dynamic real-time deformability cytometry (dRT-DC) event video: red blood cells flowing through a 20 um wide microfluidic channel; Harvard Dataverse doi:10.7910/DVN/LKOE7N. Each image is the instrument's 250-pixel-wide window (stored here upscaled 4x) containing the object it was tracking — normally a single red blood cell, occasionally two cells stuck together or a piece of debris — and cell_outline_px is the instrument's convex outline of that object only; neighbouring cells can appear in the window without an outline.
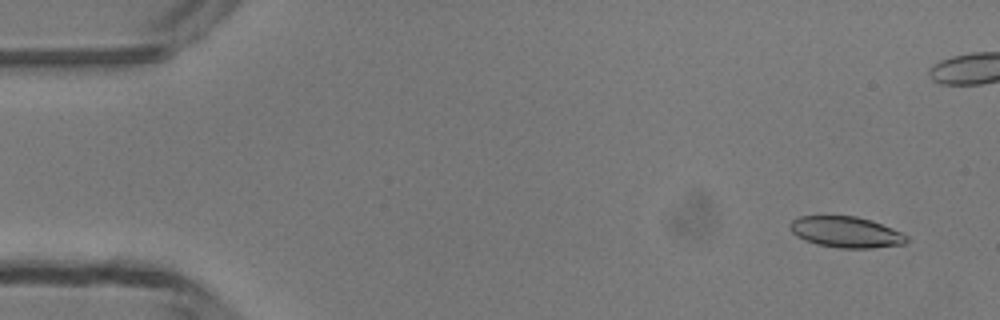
{"species": "common noctule bat (a hibernating species)", "species_latin": "Nyctalus noctula", "temperature_condition": "room temperature", "stored_images_in_passage": 13, "camera_frame_rate_fps": 3000, "um_per_image_px": 0.085, "animal": {"sex": "male", "body_mass_g": 13.3}, "frame": {"image": 1, "passage_image": 3, "time_ms": 0.667, "image_size_px": [1000, 320], "cell_outline_px": [[908, 240], [904, 244], [872, 248], [840, 248], [816, 244], [804, 240], [796, 236], [792, 232], [788, 224], [792, 220], [800, 216], [856, 216], [872, 220], [892, 228], [908, 236]], "centroid_in_image_um": [71.9, 19.72], "position_along_channel_um": 13.1, "area_um2": 21.15}}